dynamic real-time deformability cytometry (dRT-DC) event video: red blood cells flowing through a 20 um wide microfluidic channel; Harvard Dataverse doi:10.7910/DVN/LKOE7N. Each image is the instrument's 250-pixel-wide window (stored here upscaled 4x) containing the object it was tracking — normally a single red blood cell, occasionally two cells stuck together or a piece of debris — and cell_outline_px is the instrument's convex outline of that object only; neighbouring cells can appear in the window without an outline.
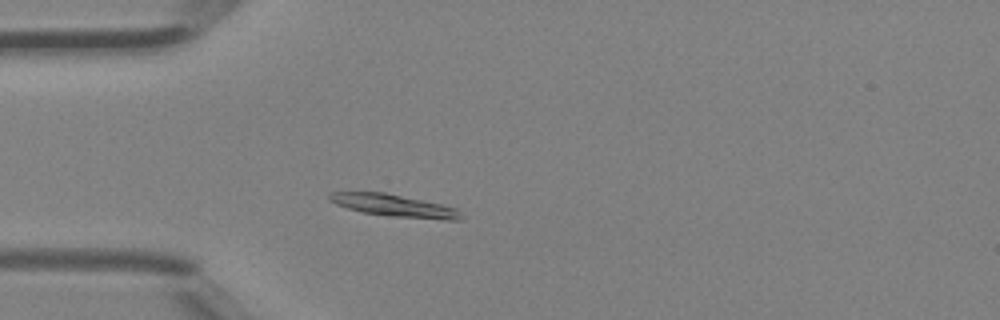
{"species": "Egyptian fruit bat (a non-hibernating species)", "species_latin": "Rousettus aegyptiacus", "temperature_condition": "room temperature", "stored_images_in_passage": 3, "camera_frame_rate_fps": 3000, "um_per_image_px": 0.085, "animal": {"sex": "female"}, "frame": {"image": 1, "passage_image": 3, "time_ms": 0.667, "image_size_px": [1000, 320], "cell_outline_px": [[464, 220], [444, 220], [388, 216], [364, 212], [348, 208], [336, 204], [328, 200], [328, 192], [384, 192], [444, 204], [456, 208], [460, 212]], "centroid_in_image_um": [33.54, 17.47], "position_along_channel_um": 51.5, "area_um2": 17.22}}